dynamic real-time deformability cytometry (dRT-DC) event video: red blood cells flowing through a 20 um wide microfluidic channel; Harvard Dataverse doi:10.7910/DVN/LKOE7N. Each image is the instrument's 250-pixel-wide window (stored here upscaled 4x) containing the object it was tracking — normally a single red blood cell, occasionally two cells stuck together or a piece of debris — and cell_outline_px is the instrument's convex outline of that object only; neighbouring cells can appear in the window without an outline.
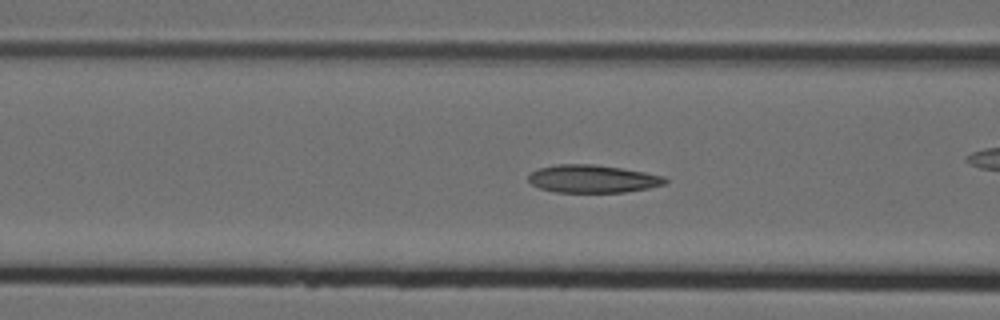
{"species": "Egyptian fruit bat (a non-hibernating species)", "species_latin": "Rousettus aegyptiacus", "temperature_condition": "cold", "stored_images_in_passage": 47, "camera_frame_rate_fps": 3000, "um_per_image_px": 0.085, "animal": {"sex": "female"}, "frame": {"image": 1, "passage_image": 14, "time_ms": 4.333, "image_size_px": [1000, 320], "cell_outline_px": [[668, 180], [664, 184], [648, 188], [624, 192], [556, 192], [540, 188], [532, 184], [528, 180], [528, 176], [532, 172], [540, 168], [556, 164], [592, 164], [620, 168], [644, 172], [664, 176]], "centroid_in_image_um": [50.37, 15.2], "position_along_channel_um": 116.2, "area_um2": 21.96}}
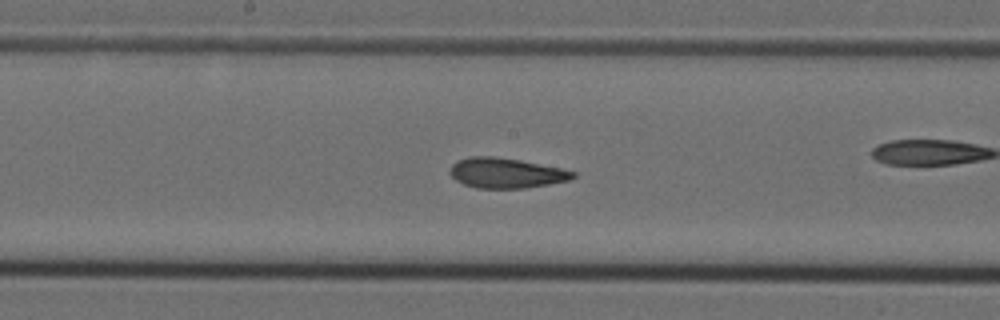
{"frame": {"image": 2, "passage_image": 21, "time_ms": 6.667, "image_size_px": [1000, 320], "cell_outline_px": [[576, 176], [568, 180], [548, 184], [524, 188], [476, 188], [464, 184], [456, 180], [448, 172], [452, 164], [456, 160], [468, 156], [492, 156], [520, 160], [560, 168], [576, 172]], "centroid_in_image_um": [42.97, 14.7], "position_along_channel_um": 205.2, "area_um2": 21.56}}
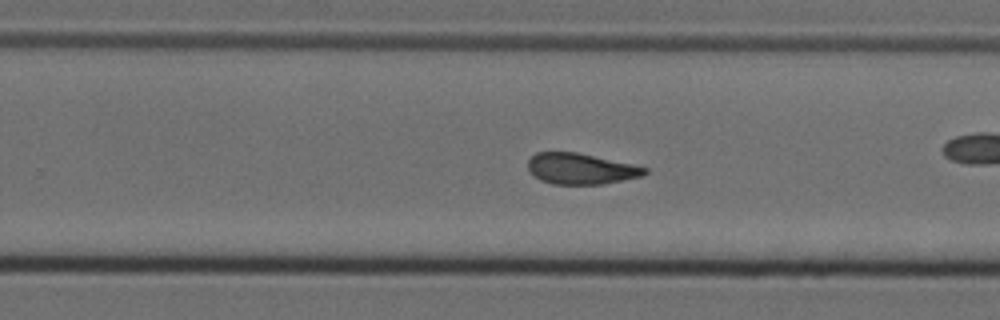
{"frame": {"image": 3, "passage_image": 27, "time_ms": 8.667, "image_size_px": [1000, 320], "cell_outline_px": [[648, 172], [644, 176], [604, 184], [552, 184], [540, 180], [528, 172], [528, 160], [536, 152], [576, 152], [632, 164], [648, 168]], "centroid_in_image_um": [49.36, 14.35], "position_along_channel_um": 280.4, "area_um2": 21.15}, "authors_computed_cell_mechanics": {"area_um2": 21.7906, "velocity_mm_per_s": 3.7934, "shape_relaxation_time_tau1_ms": null, "shape_relaxation_time_tau2_ms": 2.3393, "deformation_change_tau1": null, "deformation_change_tau2": 0.0905}}